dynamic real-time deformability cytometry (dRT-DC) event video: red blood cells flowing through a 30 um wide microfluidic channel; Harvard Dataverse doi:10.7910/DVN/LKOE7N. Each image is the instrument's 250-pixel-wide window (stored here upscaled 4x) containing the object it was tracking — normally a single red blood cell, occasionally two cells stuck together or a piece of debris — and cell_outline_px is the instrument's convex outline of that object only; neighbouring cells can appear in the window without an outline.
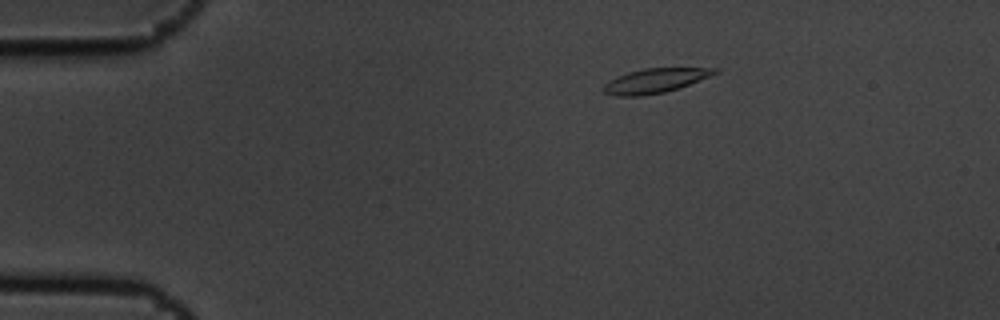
{"species": "common noctule bat (a hibernating species)", "species_latin": "Nyctalus noctula", "temperature_condition": "cold", "stored_images_in_passage": 5, "camera_frame_rate_fps": 3000, "um_per_image_px": 0.085, "animal": {"sex": "male", "body_mass_g": 19.5, "forearm_length_mm": 54.6}, "frame": {"image": 1, "passage_image": 1, "time_ms": 0.0, "image_size_px": [1000, 320], "cell_outline_px": [[720, 72], [680, 88], [664, 92], [640, 96], [616, 96], [604, 92], [600, 88], [608, 80], [616, 76], [628, 72], [644, 68], [720, 68]], "centroid_in_image_um": [55.66, 6.86], "position_along_channel_um": 29.3, "area_um2": 16.01}}
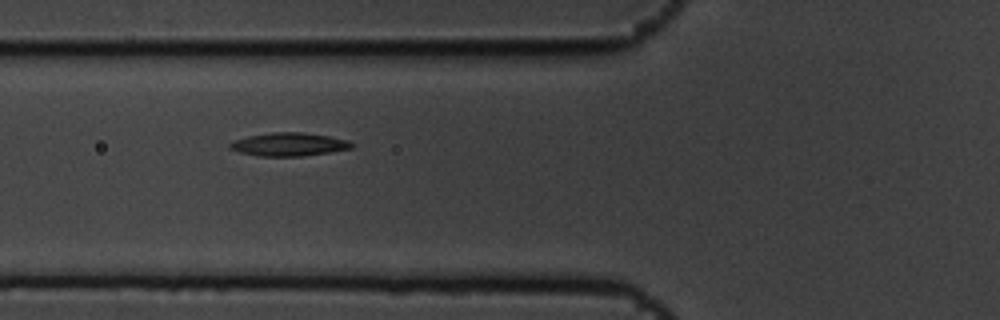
{"frame": {"image": 2, "passage_image": 4, "time_ms": 1.0, "image_size_px": [1000, 320], "cell_outline_px": [[356, 144], [352, 148], [332, 152], [304, 156], [256, 156], [240, 152], [228, 148], [228, 144], [232, 140], [248, 136], [272, 132], [304, 132], [328, 136], [348, 140]], "centroid_in_image_um": [24.56, 12.27], "position_along_channel_um": 101.2, "area_um2": 16.76}}
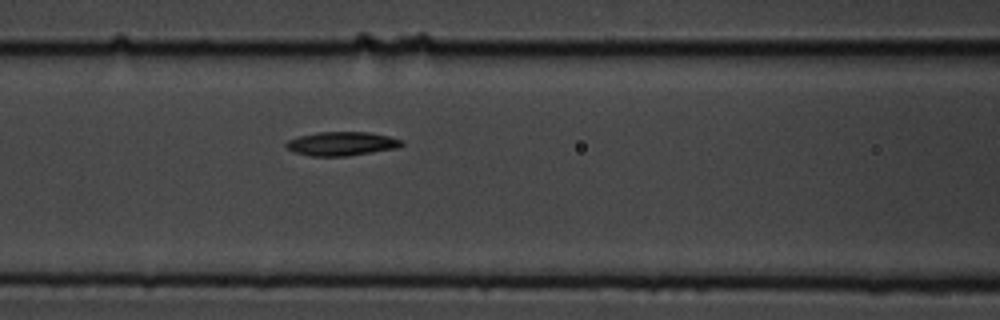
{"frame": {"image": 3, "passage_image": 5, "time_ms": 1.333, "image_size_px": [1000, 320], "cell_outline_px": [[404, 144], [396, 148], [348, 156], [308, 156], [296, 152], [288, 148], [284, 144], [288, 140], [300, 136], [320, 132], [372, 132], [404, 140]], "centroid_in_image_um": [29.07, 12.21], "position_along_channel_um": 137.5, "area_um2": 16.01}}